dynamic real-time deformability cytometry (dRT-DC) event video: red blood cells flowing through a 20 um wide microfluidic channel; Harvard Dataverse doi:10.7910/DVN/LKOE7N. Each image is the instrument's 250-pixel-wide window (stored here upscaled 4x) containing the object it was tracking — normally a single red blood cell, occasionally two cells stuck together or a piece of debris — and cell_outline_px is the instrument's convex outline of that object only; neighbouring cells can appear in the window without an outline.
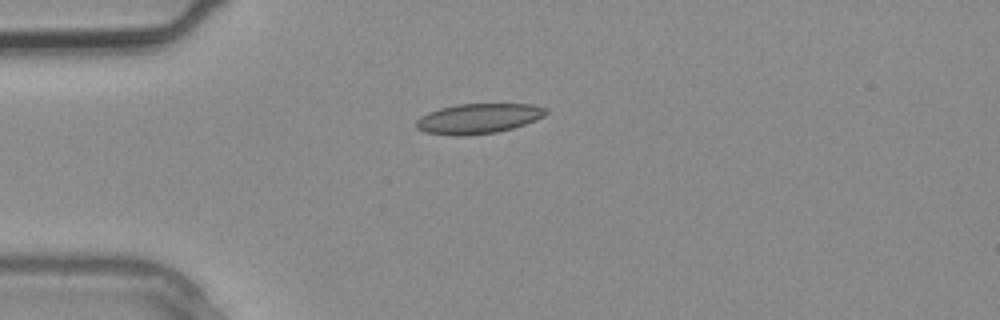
{"species": "common noctule bat (a hibernating species)", "species_latin": "Nyctalus noctula", "temperature_condition": "warm", "stored_images_in_passage": 2, "camera_frame_rate_fps": 3000, "um_per_image_px": 0.085, "animal": {"sex": "male", "body_mass_g": 20.4}, "frame": {"image": 1, "passage_image": 2, "time_ms": 0.333, "image_size_px": [1000, 320], "cell_outline_px": [[548, 112], [544, 116], [536, 120], [512, 128], [496, 132], [464, 136], [452, 136], [424, 132], [416, 128], [416, 120], [420, 116], [428, 112], [440, 108], [456, 104], [532, 104], [548, 108]], "centroid_in_image_um": [40.64, 10.08], "position_along_channel_um": 44.4, "area_um2": 22.89}}